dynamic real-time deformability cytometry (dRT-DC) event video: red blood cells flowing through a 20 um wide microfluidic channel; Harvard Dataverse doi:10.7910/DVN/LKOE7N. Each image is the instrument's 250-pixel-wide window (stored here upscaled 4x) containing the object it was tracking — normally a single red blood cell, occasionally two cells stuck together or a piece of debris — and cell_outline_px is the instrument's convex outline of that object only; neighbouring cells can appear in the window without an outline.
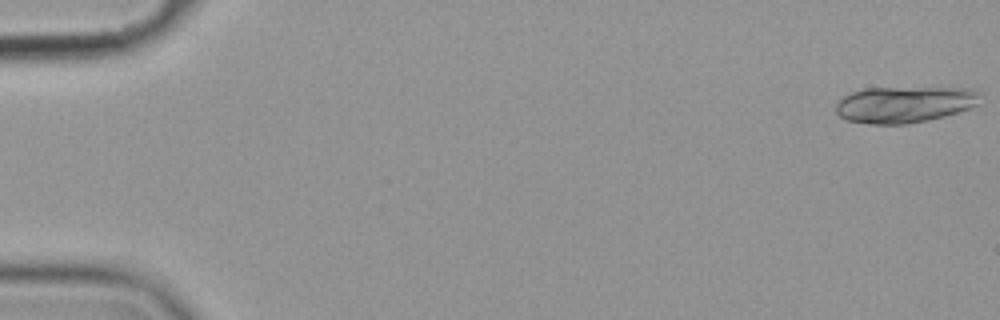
{"species": "common noctule bat (a hibernating species)", "species_latin": "Nyctalus noctula", "temperature_condition": "cold", "stored_images_in_passage": 20, "camera_frame_rate_fps": 3000, "um_per_image_px": 0.085, "animal": {"sex": "female", "body_mass_g": 19.9}, "frame": {"image": 1, "passage_image": 1, "time_ms": 0.0, "image_size_px": [1000, 320], "cell_outline_px": [[980, 92], [976, 104], [968, 108], [944, 116], [928, 120], [904, 124], [872, 124], [844, 120], [836, 112], [836, 104], [840, 96], [864, 88], [972, 88]], "centroid_in_image_um": [76.81, 8.87], "position_along_channel_um": 8.2, "area_um2": 30.52}}
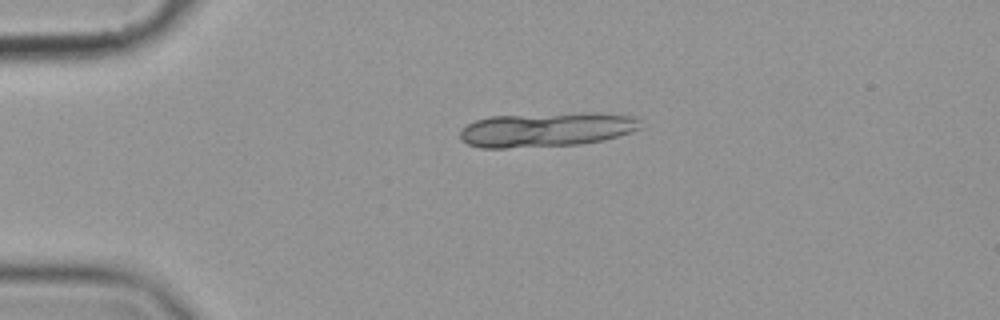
{"frame": {"image": 2, "passage_image": 13, "time_ms": 4.0, "image_size_px": [1000, 320], "cell_outline_px": [[640, 128], [632, 132], [604, 140], [580, 144], [508, 148], [480, 148], [468, 144], [460, 140], [460, 132], [468, 124], [476, 120], [488, 116], [584, 112], [604, 112], [636, 116]], "centroid_in_image_um": [46.46, 11.0], "position_along_channel_um": 38.5, "area_um2": 36.59}}